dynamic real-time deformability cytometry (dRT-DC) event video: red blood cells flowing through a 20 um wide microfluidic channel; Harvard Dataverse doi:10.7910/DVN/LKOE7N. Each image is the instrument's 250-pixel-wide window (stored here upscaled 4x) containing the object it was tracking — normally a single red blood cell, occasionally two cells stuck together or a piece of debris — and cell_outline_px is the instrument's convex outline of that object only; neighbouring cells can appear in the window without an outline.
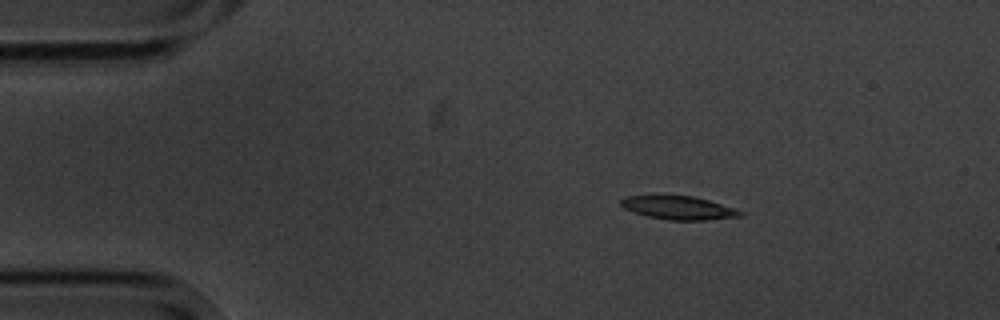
{"species": "common noctule bat (a hibernating species)", "species_latin": "Nyctalus noctula", "temperature_condition": "cold", "stored_images_in_passage": 4, "camera_frame_rate_fps": 3000, "um_per_image_px": 0.085, "animal": {"sex": "male", "body_mass_g": 20.1, "forearm_length_mm": 53.5}, "frame": {"image": 1, "passage_image": 2, "time_ms": 1.333, "image_size_px": [1000, 320], "cell_outline_px": [[744, 216], [704, 220], [668, 220], [648, 216], [624, 208], [620, 204], [620, 200], [628, 196], [692, 196], [708, 200], [744, 212]], "centroid_in_image_um": [57.7, 17.67], "position_along_channel_um": 27.3, "area_um2": 15.9}}